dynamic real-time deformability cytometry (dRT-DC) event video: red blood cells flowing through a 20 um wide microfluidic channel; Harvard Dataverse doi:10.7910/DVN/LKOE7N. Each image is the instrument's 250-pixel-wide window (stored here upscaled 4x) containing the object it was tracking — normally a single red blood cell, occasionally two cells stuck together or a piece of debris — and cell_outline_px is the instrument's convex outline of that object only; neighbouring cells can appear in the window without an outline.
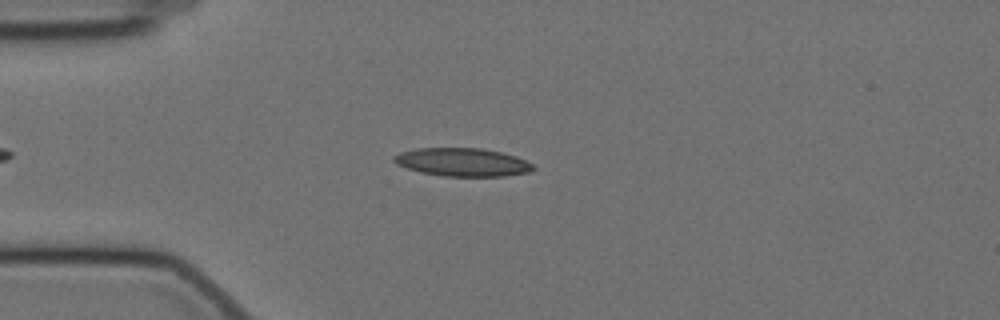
{"species": "Egyptian fruit bat (a non-hibernating species)", "species_latin": "Rousettus aegyptiacus", "temperature_condition": "cold", "stored_images_in_passage": 51, "camera_frame_rate_fps": 3000, "um_per_image_px": 0.085, "animal": {"sex": "female"}, "frame": {"image": 1, "passage_image": 12, "time_ms": 3.667, "image_size_px": [1000, 320], "cell_outline_px": [[536, 168], [528, 172], [504, 176], [444, 176], [420, 172], [396, 164], [392, 160], [392, 156], [400, 152], [416, 148], [480, 148], [500, 152], [516, 156], [532, 164]], "centroid_in_image_um": [39.27, 13.78], "position_along_channel_um": 45.7, "area_um2": 22.83}}
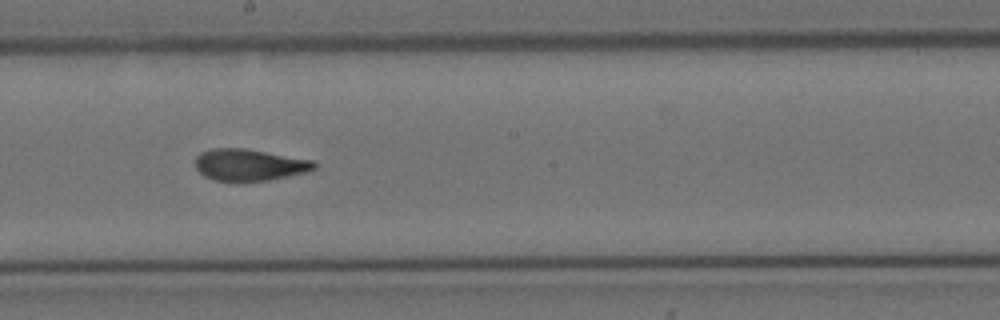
{"frame": {"image": 2, "passage_image": 29, "time_ms": 9.333, "image_size_px": [1000, 320], "cell_outline_px": [[316, 168], [312, 172], [268, 180], [212, 180], [204, 176], [196, 168], [196, 156], [200, 152], [212, 148], [244, 148], [312, 160], [316, 164]], "centroid_in_image_um": [21.22, 14.0], "position_along_channel_um": 227.0, "area_um2": 21.91}}
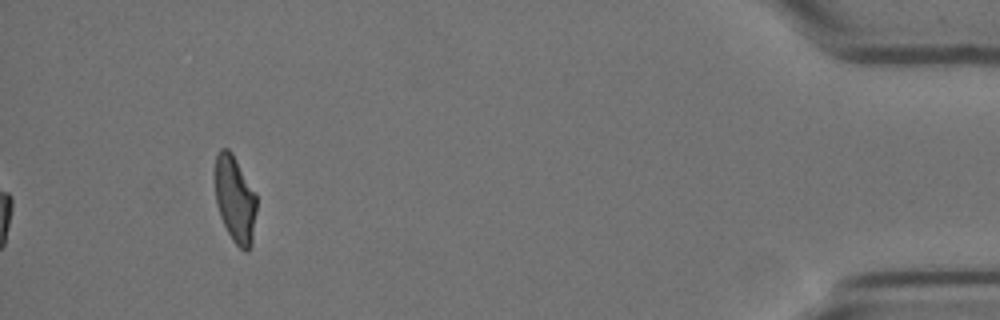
{"frame": {"image": 3, "passage_image": 51, "time_ms": 16.667, "image_size_px": [1000, 320], "cell_outline_px": [[256, 212], [252, 244], [248, 252], [244, 252], [232, 240], [220, 216], [216, 204], [216, 156], [220, 148], [228, 148], [232, 152], [256, 192]], "centroid_in_image_um": [20.0, 16.95], "position_along_channel_um": 415.2, "area_um2": 21.1}, "authors_computed_cell_mechanics": {"area_um2": 22.253, "velocity_mm_per_s": 3.4898, "shape_relaxation_time_tau1_ms": 9.7389, "shape_relaxation_time_tau2_ms": 1.6477, "deformation_change_tau1": 0.2368, "deformation_change_tau2": 0.0809}}